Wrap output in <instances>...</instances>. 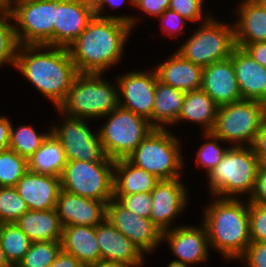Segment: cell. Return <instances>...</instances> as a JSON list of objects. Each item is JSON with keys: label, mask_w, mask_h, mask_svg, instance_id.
<instances>
[{"label": "cell", "mask_w": 266, "mask_h": 267, "mask_svg": "<svg viewBox=\"0 0 266 267\" xmlns=\"http://www.w3.org/2000/svg\"><path fill=\"white\" fill-rule=\"evenodd\" d=\"M14 67L57 108L78 74L68 48L50 45H19Z\"/></svg>", "instance_id": "obj_1"}, {"label": "cell", "mask_w": 266, "mask_h": 267, "mask_svg": "<svg viewBox=\"0 0 266 267\" xmlns=\"http://www.w3.org/2000/svg\"><path fill=\"white\" fill-rule=\"evenodd\" d=\"M131 26L116 18H94L67 47L78 73L102 74L117 64Z\"/></svg>", "instance_id": "obj_2"}, {"label": "cell", "mask_w": 266, "mask_h": 267, "mask_svg": "<svg viewBox=\"0 0 266 267\" xmlns=\"http://www.w3.org/2000/svg\"><path fill=\"white\" fill-rule=\"evenodd\" d=\"M216 199L203 214L209 245L225 258L240 259L251 243L248 203L235 197Z\"/></svg>", "instance_id": "obj_3"}, {"label": "cell", "mask_w": 266, "mask_h": 267, "mask_svg": "<svg viewBox=\"0 0 266 267\" xmlns=\"http://www.w3.org/2000/svg\"><path fill=\"white\" fill-rule=\"evenodd\" d=\"M94 73H78L67 97L59 105L61 115L75 118L104 117L119 106L118 88Z\"/></svg>", "instance_id": "obj_4"}, {"label": "cell", "mask_w": 266, "mask_h": 267, "mask_svg": "<svg viewBox=\"0 0 266 267\" xmlns=\"http://www.w3.org/2000/svg\"><path fill=\"white\" fill-rule=\"evenodd\" d=\"M260 164L251 146L229 147L223 159L208 174L211 194L221 198L244 193L251 196Z\"/></svg>", "instance_id": "obj_5"}, {"label": "cell", "mask_w": 266, "mask_h": 267, "mask_svg": "<svg viewBox=\"0 0 266 267\" xmlns=\"http://www.w3.org/2000/svg\"><path fill=\"white\" fill-rule=\"evenodd\" d=\"M166 128H154L127 157L138 168L159 180L180 178L184 163L179 141Z\"/></svg>", "instance_id": "obj_6"}, {"label": "cell", "mask_w": 266, "mask_h": 267, "mask_svg": "<svg viewBox=\"0 0 266 267\" xmlns=\"http://www.w3.org/2000/svg\"><path fill=\"white\" fill-rule=\"evenodd\" d=\"M107 116L98 133L105 155L114 161L127 159L154 129L148 119L120 106Z\"/></svg>", "instance_id": "obj_7"}, {"label": "cell", "mask_w": 266, "mask_h": 267, "mask_svg": "<svg viewBox=\"0 0 266 267\" xmlns=\"http://www.w3.org/2000/svg\"><path fill=\"white\" fill-rule=\"evenodd\" d=\"M60 178L69 193L106 204L114 198V161H67Z\"/></svg>", "instance_id": "obj_8"}, {"label": "cell", "mask_w": 266, "mask_h": 267, "mask_svg": "<svg viewBox=\"0 0 266 267\" xmlns=\"http://www.w3.org/2000/svg\"><path fill=\"white\" fill-rule=\"evenodd\" d=\"M207 16L199 29L178 49L183 58L202 68L231 57L236 47L234 25Z\"/></svg>", "instance_id": "obj_9"}, {"label": "cell", "mask_w": 266, "mask_h": 267, "mask_svg": "<svg viewBox=\"0 0 266 267\" xmlns=\"http://www.w3.org/2000/svg\"><path fill=\"white\" fill-rule=\"evenodd\" d=\"M266 119V104L255 100H241L220 106L214 127L211 131L223 142H232L234 146H248Z\"/></svg>", "instance_id": "obj_10"}, {"label": "cell", "mask_w": 266, "mask_h": 267, "mask_svg": "<svg viewBox=\"0 0 266 267\" xmlns=\"http://www.w3.org/2000/svg\"><path fill=\"white\" fill-rule=\"evenodd\" d=\"M55 10L56 0L13 3L11 13L18 24L14 28L19 45L54 46Z\"/></svg>", "instance_id": "obj_11"}, {"label": "cell", "mask_w": 266, "mask_h": 267, "mask_svg": "<svg viewBox=\"0 0 266 267\" xmlns=\"http://www.w3.org/2000/svg\"><path fill=\"white\" fill-rule=\"evenodd\" d=\"M63 116V125L51 127V133L61 143L67 161H114L105 155L99 133L91 131L84 118Z\"/></svg>", "instance_id": "obj_12"}, {"label": "cell", "mask_w": 266, "mask_h": 267, "mask_svg": "<svg viewBox=\"0 0 266 267\" xmlns=\"http://www.w3.org/2000/svg\"><path fill=\"white\" fill-rule=\"evenodd\" d=\"M106 219L143 254L154 250L163 241V232L151 219L132 213L114 198L107 203Z\"/></svg>", "instance_id": "obj_13"}, {"label": "cell", "mask_w": 266, "mask_h": 267, "mask_svg": "<svg viewBox=\"0 0 266 267\" xmlns=\"http://www.w3.org/2000/svg\"><path fill=\"white\" fill-rule=\"evenodd\" d=\"M156 71L131 72L120 78L116 85L120 89L119 106L148 119L152 125V110L154 107L155 87L157 84ZM118 83V84H117ZM122 95V99L120 98Z\"/></svg>", "instance_id": "obj_14"}, {"label": "cell", "mask_w": 266, "mask_h": 267, "mask_svg": "<svg viewBox=\"0 0 266 267\" xmlns=\"http://www.w3.org/2000/svg\"><path fill=\"white\" fill-rule=\"evenodd\" d=\"M94 16L92 0H56L54 46L67 48Z\"/></svg>", "instance_id": "obj_15"}, {"label": "cell", "mask_w": 266, "mask_h": 267, "mask_svg": "<svg viewBox=\"0 0 266 267\" xmlns=\"http://www.w3.org/2000/svg\"><path fill=\"white\" fill-rule=\"evenodd\" d=\"M96 239L101 252V263L126 267L141 266L143 253L107 219L96 225Z\"/></svg>", "instance_id": "obj_16"}, {"label": "cell", "mask_w": 266, "mask_h": 267, "mask_svg": "<svg viewBox=\"0 0 266 267\" xmlns=\"http://www.w3.org/2000/svg\"><path fill=\"white\" fill-rule=\"evenodd\" d=\"M179 178L160 180L151 191L152 211L150 219L162 231L171 228L172 219L186 207L187 191Z\"/></svg>", "instance_id": "obj_17"}, {"label": "cell", "mask_w": 266, "mask_h": 267, "mask_svg": "<svg viewBox=\"0 0 266 267\" xmlns=\"http://www.w3.org/2000/svg\"><path fill=\"white\" fill-rule=\"evenodd\" d=\"M105 202L82 197L61 189L56 210L62 226H96L106 219Z\"/></svg>", "instance_id": "obj_18"}, {"label": "cell", "mask_w": 266, "mask_h": 267, "mask_svg": "<svg viewBox=\"0 0 266 267\" xmlns=\"http://www.w3.org/2000/svg\"><path fill=\"white\" fill-rule=\"evenodd\" d=\"M201 89L219 107L243 100L231 57L203 68Z\"/></svg>", "instance_id": "obj_19"}, {"label": "cell", "mask_w": 266, "mask_h": 267, "mask_svg": "<svg viewBox=\"0 0 266 267\" xmlns=\"http://www.w3.org/2000/svg\"><path fill=\"white\" fill-rule=\"evenodd\" d=\"M163 240H168L173 254L187 264L205 262L208 258L209 240L207 231L202 227L176 226L163 232Z\"/></svg>", "instance_id": "obj_20"}, {"label": "cell", "mask_w": 266, "mask_h": 267, "mask_svg": "<svg viewBox=\"0 0 266 267\" xmlns=\"http://www.w3.org/2000/svg\"><path fill=\"white\" fill-rule=\"evenodd\" d=\"M14 187L29 210L56 208L58 195L62 189L60 177L30 171H27Z\"/></svg>", "instance_id": "obj_21"}, {"label": "cell", "mask_w": 266, "mask_h": 267, "mask_svg": "<svg viewBox=\"0 0 266 267\" xmlns=\"http://www.w3.org/2000/svg\"><path fill=\"white\" fill-rule=\"evenodd\" d=\"M231 59L242 99L266 104V68L237 46L232 51Z\"/></svg>", "instance_id": "obj_22"}, {"label": "cell", "mask_w": 266, "mask_h": 267, "mask_svg": "<svg viewBox=\"0 0 266 267\" xmlns=\"http://www.w3.org/2000/svg\"><path fill=\"white\" fill-rule=\"evenodd\" d=\"M61 248L86 267L101 264V252L96 239V226L68 225L63 227Z\"/></svg>", "instance_id": "obj_23"}, {"label": "cell", "mask_w": 266, "mask_h": 267, "mask_svg": "<svg viewBox=\"0 0 266 267\" xmlns=\"http://www.w3.org/2000/svg\"><path fill=\"white\" fill-rule=\"evenodd\" d=\"M238 15L239 21L233 24L237 47L266 41V7L260 0H243Z\"/></svg>", "instance_id": "obj_24"}, {"label": "cell", "mask_w": 266, "mask_h": 267, "mask_svg": "<svg viewBox=\"0 0 266 267\" xmlns=\"http://www.w3.org/2000/svg\"><path fill=\"white\" fill-rule=\"evenodd\" d=\"M158 80L184 92L202 87L203 68L175 53L155 69Z\"/></svg>", "instance_id": "obj_25"}, {"label": "cell", "mask_w": 266, "mask_h": 267, "mask_svg": "<svg viewBox=\"0 0 266 267\" xmlns=\"http://www.w3.org/2000/svg\"><path fill=\"white\" fill-rule=\"evenodd\" d=\"M15 223L32 242L61 241L63 226L56 208L28 210Z\"/></svg>", "instance_id": "obj_26"}, {"label": "cell", "mask_w": 266, "mask_h": 267, "mask_svg": "<svg viewBox=\"0 0 266 267\" xmlns=\"http://www.w3.org/2000/svg\"><path fill=\"white\" fill-rule=\"evenodd\" d=\"M160 180L127 159L114 161V195L150 193Z\"/></svg>", "instance_id": "obj_27"}, {"label": "cell", "mask_w": 266, "mask_h": 267, "mask_svg": "<svg viewBox=\"0 0 266 267\" xmlns=\"http://www.w3.org/2000/svg\"><path fill=\"white\" fill-rule=\"evenodd\" d=\"M185 95L186 92L157 80L152 110V126L162 129L166 128L164 126L168 124L177 123Z\"/></svg>", "instance_id": "obj_28"}, {"label": "cell", "mask_w": 266, "mask_h": 267, "mask_svg": "<svg viewBox=\"0 0 266 267\" xmlns=\"http://www.w3.org/2000/svg\"><path fill=\"white\" fill-rule=\"evenodd\" d=\"M219 106L202 89L186 92L185 99L178 116L179 120L192 121L203 126L204 132H211Z\"/></svg>", "instance_id": "obj_29"}, {"label": "cell", "mask_w": 266, "mask_h": 267, "mask_svg": "<svg viewBox=\"0 0 266 267\" xmlns=\"http://www.w3.org/2000/svg\"><path fill=\"white\" fill-rule=\"evenodd\" d=\"M66 163L62 145L51 133L35 154L28 158V171L60 177Z\"/></svg>", "instance_id": "obj_30"}, {"label": "cell", "mask_w": 266, "mask_h": 267, "mask_svg": "<svg viewBox=\"0 0 266 267\" xmlns=\"http://www.w3.org/2000/svg\"><path fill=\"white\" fill-rule=\"evenodd\" d=\"M0 242L5 257L12 267L18 265L32 244L16 223L1 224Z\"/></svg>", "instance_id": "obj_31"}, {"label": "cell", "mask_w": 266, "mask_h": 267, "mask_svg": "<svg viewBox=\"0 0 266 267\" xmlns=\"http://www.w3.org/2000/svg\"><path fill=\"white\" fill-rule=\"evenodd\" d=\"M15 130L13 125H11L9 149L17 152L20 156H23L26 159L35 154L51 134V130L46 134H37L35 129L31 126L24 125Z\"/></svg>", "instance_id": "obj_32"}, {"label": "cell", "mask_w": 266, "mask_h": 267, "mask_svg": "<svg viewBox=\"0 0 266 267\" xmlns=\"http://www.w3.org/2000/svg\"><path fill=\"white\" fill-rule=\"evenodd\" d=\"M28 171V159L7 149L0 151V187H14Z\"/></svg>", "instance_id": "obj_33"}, {"label": "cell", "mask_w": 266, "mask_h": 267, "mask_svg": "<svg viewBox=\"0 0 266 267\" xmlns=\"http://www.w3.org/2000/svg\"><path fill=\"white\" fill-rule=\"evenodd\" d=\"M61 249V241L32 242L16 267H49Z\"/></svg>", "instance_id": "obj_34"}, {"label": "cell", "mask_w": 266, "mask_h": 267, "mask_svg": "<svg viewBox=\"0 0 266 267\" xmlns=\"http://www.w3.org/2000/svg\"><path fill=\"white\" fill-rule=\"evenodd\" d=\"M8 19L13 20L11 11L0 10V67L4 63L13 64L12 66L15 65V58L19 47L15 34V24H10Z\"/></svg>", "instance_id": "obj_35"}, {"label": "cell", "mask_w": 266, "mask_h": 267, "mask_svg": "<svg viewBox=\"0 0 266 267\" xmlns=\"http://www.w3.org/2000/svg\"><path fill=\"white\" fill-rule=\"evenodd\" d=\"M29 210L15 187H0V222L15 223Z\"/></svg>", "instance_id": "obj_36"}, {"label": "cell", "mask_w": 266, "mask_h": 267, "mask_svg": "<svg viewBox=\"0 0 266 267\" xmlns=\"http://www.w3.org/2000/svg\"><path fill=\"white\" fill-rule=\"evenodd\" d=\"M204 135L207 139H211L213 141L204 143L202 147L198 149L196 159L197 166L206 167L207 174H209V172H211L223 159L229 148H222V146L220 147L218 142L223 140H221L218 136H215L213 133L204 132Z\"/></svg>", "instance_id": "obj_37"}, {"label": "cell", "mask_w": 266, "mask_h": 267, "mask_svg": "<svg viewBox=\"0 0 266 267\" xmlns=\"http://www.w3.org/2000/svg\"><path fill=\"white\" fill-rule=\"evenodd\" d=\"M123 207L143 218H149L152 211V196L150 193H135L128 195H114Z\"/></svg>", "instance_id": "obj_38"}, {"label": "cell", "mask_w": 266, "mask_h": 267, "mask_svg": "<svg viewBox=\"0 0 266 267\" xmlns=\"http://www.w3.org/2000/svg\"><path fill=\"white\" fill-rule=\"evenodd\" d=\"M251 241L266 242V205L248 203Z\"/></svg>", "instance_id": "obj_39"}, {"label": "cell", "mask_w": 266, "mask_h": 267, "mask_svg": "<svg viewBox=\"0 0 266 267\" xmlns=\"http://www.w3.org/2000/svg\"><path fill=\"white\" fill-rule=\"evenodd\" d=\"M204 0H170L169 9L190 22L202 19V5Z\"/></svg>", "instance_id": "obj_40"}, {"label": "cell", "mask_w": 266, "mask_h": 267, "mask_svg": "<svg viewBox=\"0 0 266 267\" xmlns=\"http://www.w3.org/2000/svg\"><path fill=\"white\" fill-rule=\"evenodd\" d=\"M240 260L248 267H266V242L251 241Z\"/></svg>", "instance_id": "obj_41"}, {"label": "cell", "mask_w": 266, "mask_h": 267, "mask_svg": "<svg viewBox=\"0 0 266 267\" xmlns=\"http://www.w3.org/2000/svg\"><path fill=\"white\" fill-rule=\"evenodd\" d=\"M160 19H162L163 25H162V31L167 33L168 36H177L179 33L184 32L181 29L184 28V25L186 24L187 20L180 16L177 12L171 9L165 10L160 16H158ZM186 21V22H185ZM165 23V24H164ZM173 30V31H171ZM173 32H177V34L174 36ZM173 34V35H172Z\"/></svg>", "instance_id": "obj_42"}, {"label": "cell", "mask_w": 266, "mask_h": 267, "mask_svg": "<svg viewBox=\"0 0 266 267\" xmlns=\"http://www.w3.org/2000/svg\"><path fill=\"white\" fill-rule=\"evenodd\" d=\"M249 198L248 201L251 203L266 205V164H260L254 189Z\"/></svg>", "instance_id": "obj_43"}, {"label": "cell", "mask_w": 266, "mask_h": 267, "mask_svg": "<svg viewBox=\"0 0 266 267\" xmlns=\"http://www.w3.org/2000/svg\"><path fill=\"white\" fill-rule=\"evenodd\" d=\"M133 6L151 16H160L169 8L170 0H129Z\"/></svg>", "instance_id": "obj_44"}, {"label": "cell", "mask_w": 266, "mask_h": 267, "mask_svg": "<svg viewBox=\"0 0 266 267\" xmlns=\"http://www.w3.org/2000/svg\"><path fill=\"white\" fill-rule=\"evenodd\" d=\"M125 1L126 0H92L95 16L100 17V18H116V19H119L121 21L128 23L131 26V28H133L134 25L136 24L135 23L136 20L134 17H130L126 15L125 16L123 15L122 16H111V15L103 16L101 14L106 4H108V6L112 8H116L120 6L122 3H124Z\"/></svg>", "instance_id": "obj_45"}, {"label": "cell", "mask_w": 266, "mask_h": 267, "mask_svg": "<svg viewBox=\"0 0 266 267\" xmlns=\"http://www.w3.org/2000/svg\"><path fill=\"white\" fill-rule=\"evenodd\" d=\"M251 148L261 163L266 164V121L258 130Z\"/></svg>", "instance_id": "obj_46"}, {"label": "cell", "mask_w": 266, "mask_h": 267, "mask_svg": "<svg viewBox=\"0 0 266 267\" xmlns=\"http://www.w3.org/2000/svg\"><path fill=\"white\" fill-rule=\"evenodd\" d=\"M244 50L266 68V41L248 44Z\"/></svg>", "instance_id": "obj_47"}, {"label": "cell", "mask_w": 266, "mask_h": 267, "mask_svg": "<svg viewBox=\"0 0 266 267\" xmlns=\"http://www.w3.org/2000/svg\"><path fill=\"white\" fill-rule=\"evenodd\" d=\"M49 267H86L73 255L66 253L62 249L57 254L55 261Z\"/></svg>", "instance_id": "obj_48"}, {"label": "cell", "mask_w": 266, "mask_h": 267, "mask_svg": "<svg viewBox=\"0 0 266 267\" xmlns=\"http://www.w3.org/2000/svg\"><path fill=\"white\" fill-rule=\"evenodd\" d=\"M11 121L5 116L0 117V151L9 149Z\"/></svg>", "instance_id": "obj_49"}, {"label": "cell", "mask_w": 266, "mask_h": 267, "mask_svg": "<svg viewBox=\"0 0 266 267\" xmlns=\"http://www.w3.org/2000/svg\"><path fill=\"white\" fill-rule=\"evenodd\" d=\"M13 0H0V10L11 11Z\"/></svg>", "instance_id": "obj_50"}, {"label": "cell", "mask_w": 266, "mask_h": 267, "mask_svg": "<svg viewBox=\"0 0 266 267\" xmlns=\"http://www.w3.org/2000/svg\"><path fill=\"white\" fill-rule=\"evenodd\" d=\"M0 267H12L7 261L0 242Z\"/></svg>", "instance_id": "obj_51"}, {"label": "cell", "mask_w": 266, "mask_h": 267, "mask_svg": "<svg viewBox=\"0 0 266 267\" xmlns=\"http://www.w3.org/2000/svg\"><path fill=\"white\" fill-rule=\"evenodd\" d=\"M187 265H190V264L183 263L180 260H174L171 263H169L168 267H188Z\"/></svg>", "instance_id": "obj_52"}, {"label": "cell", "mask_w": 266, "mask_h": 267, "mask_svg": "<svg viewBox=\"0 0 266 267\" xmlns=\"http://www.w3.org/2000/svg\"><path fill=\"white\" fill-rule=\"evenodd\" d=\"M93 267H126V266L101 263Z\"/></svg>", "instance_id": "obj_53"}, {"label": "cell", "mask_w": 266, "mask_h": 267, "mask_svg": "<svg viewBox=\"0 0 266 267\" xmlns=\"http://www.w3.org/2000/svg\"><path fill=\"white\" fill-rule=\"evenodd\" d=\"M30 1H37V0H13V3H23V2H30Z\"/></svg>", "instance_id": "obj_54"}, {"label": "cell", "mask_w": 266, "mask_h": 267, "mask_svg": "<svg viewBox=\"0 0 266 267\" xmlns=\"http://www.w3.org/2000/svg\"><path fill=\"white\" fill-rule=\"evenodd\" d=\"M266 7V0H260Z\"/></svg>", "instance_id": "obj_55"}]
</instances>
